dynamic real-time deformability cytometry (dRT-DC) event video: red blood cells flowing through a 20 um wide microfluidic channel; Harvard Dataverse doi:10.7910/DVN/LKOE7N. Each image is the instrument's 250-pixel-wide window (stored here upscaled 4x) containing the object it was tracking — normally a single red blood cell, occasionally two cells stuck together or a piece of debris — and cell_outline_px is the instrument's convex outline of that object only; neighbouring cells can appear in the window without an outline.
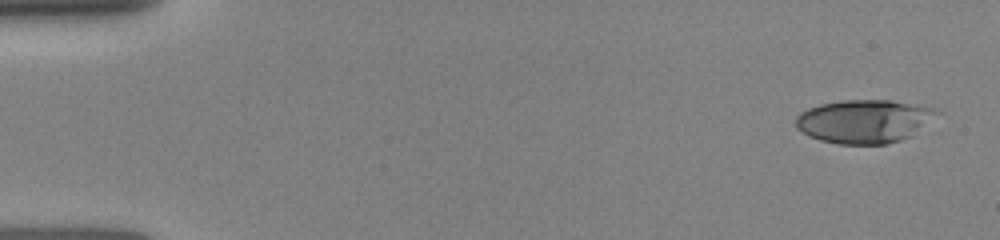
{"species": "human", "species_latin": "Homo sapiens", "temperature_condition": "room temperature", "stored_images_in_passage": 10, "camera_frame_rate_fps": 3000, "um_per_image_px": 0.085, "donor": {"sex": "female"}, "frame": {"image": 1, "passage_image": 1, "time_ms": 0.0, "image_size_px": [1000, 240], "cell_outline_px": [[944, 112], [908, 136], [900, 140], [888, 144], [840, 144], [820, 140], [796, 128], [796, 116], [800, 112], [808, 108], [820, 104], [844, 100], [888, 100], [936, 108]], "centroid_in_image_um": [73.47, 10.3], "position_along_channel_um": 11.5, "area_um2": 35.49}}
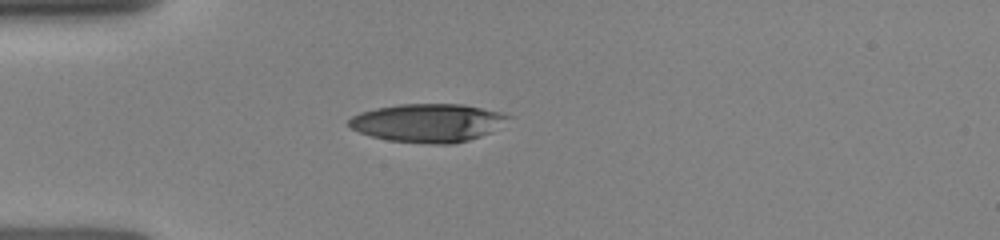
{"frame": {"image": 2, "passage_image": 8, "time_ms": 3.667, "image_size_px": [1000, 240], "cell_outline_px": [[516, 116], [488, 132], [480, 136], [468, 140], [452, 144], [432, 144], [388, 140], [372, 136], [360, 132], [352, 128], [348, 124], [348, 120], [352, 116], [360, 112], [376, 108], [400, 104], [464, 104], [500, 112]], "centroid_in_image_um": [36.38, 10.43], "position_along_channel_um": 48.6, "area_um2": 35.43}}